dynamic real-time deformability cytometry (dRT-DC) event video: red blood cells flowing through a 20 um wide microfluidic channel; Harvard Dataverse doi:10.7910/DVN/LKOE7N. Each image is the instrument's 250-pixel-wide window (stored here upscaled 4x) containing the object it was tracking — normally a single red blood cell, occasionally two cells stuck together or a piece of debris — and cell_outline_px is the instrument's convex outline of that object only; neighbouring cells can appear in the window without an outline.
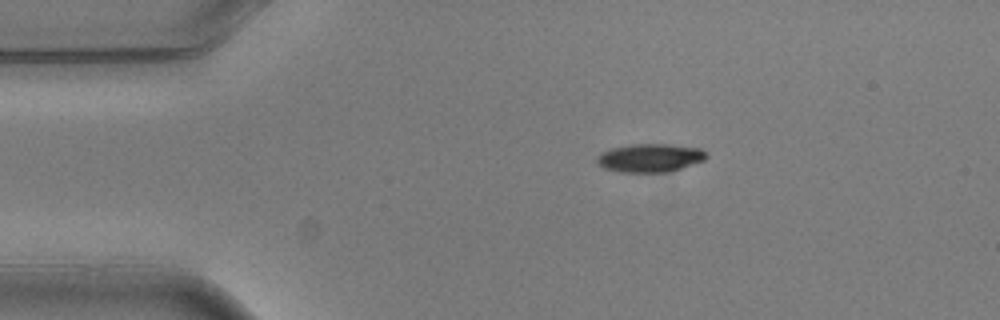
{"species": "common noctule bat (a hibernating species)", "species_latin": "Nyctalus noctula", "temperature_condition": "warm", "stored_images_in_passage": 2, "camera_frame_rate_fps": 3000, "um_per_image_px": 0.085, "animal": {"sex": "male", "body_mass_g": 20.5, "forearm_length_mm": 52.5}, "frame": {"image": 1, "passage_image": 1, "time_ms": 0.0, "image_size_px": [1000, 320], "cell_outline_px": [[708, 156], [704, 160], [672, 172], [620, 172], [604, 168], [596, 164], [596, 156], [600, 152], [612, 148], [632, 144], [668, 144], [700, 148]], "centroid_in_image_um": [55.22, 13.42], "position_along_channel_um": 29.8, "area_um2": 18.26}}